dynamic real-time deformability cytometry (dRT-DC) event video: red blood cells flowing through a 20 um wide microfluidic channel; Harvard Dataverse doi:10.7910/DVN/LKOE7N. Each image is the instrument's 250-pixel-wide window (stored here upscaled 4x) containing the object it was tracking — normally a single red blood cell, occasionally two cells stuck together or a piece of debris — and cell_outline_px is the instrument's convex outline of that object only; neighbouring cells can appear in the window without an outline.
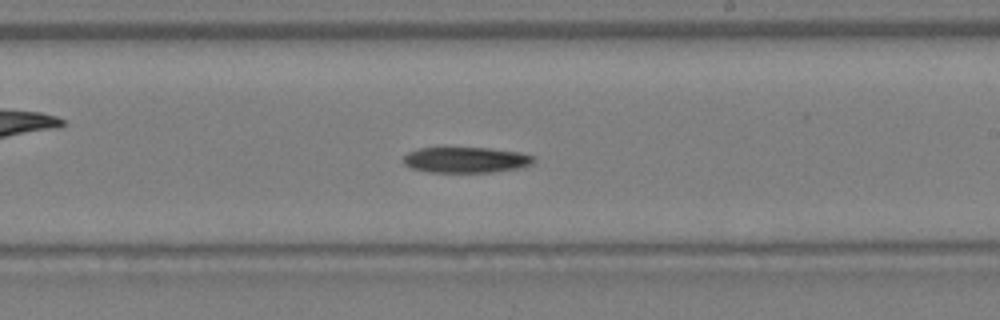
{"species": "Egyptian fruit bat (a non-hibernating species)", "species_latin": "Rousettus aegyptiacus", "temperature_condition": "warm", "stored_images_in_passage": 34, "camera_frame_rate_fps": 3000, "um_per_image_px": 0.085, "animal": {"sex": "female"}, "frame": {"image": 1, "passage_image": 20, "time_ms": 6.333, "image_size_px": [1000, 320], "cell_outline_px": [[536, 160], [532, 164], [520, 168], [492, 172], [428, 172], [412, 168], [404, 164], [400, 160], [408, 152], [420, 148], [492, 148], [520, 152], [536, 156]], "centroid_in_image_um": [39.63, 13.59], "position_along_channel_um": 249.4, "area_um2": 19.77}}
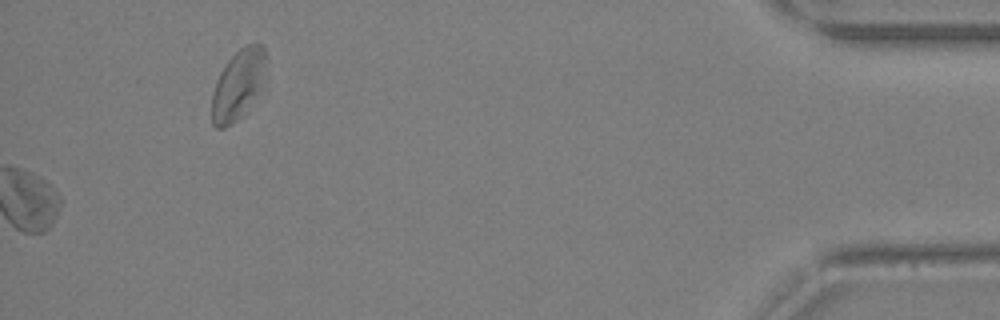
{"frame": {"image": 2, "passage_image": 34, "time_ms": 11.0, "image_size_px": [1000, 320], "cell_outline_px": [[268, 60], [256, 92], [240, 116], [232, 124], [224, 128], [216, 128], [212, 124], [212, 96], [216, 80], [220, 72], [228, 60], [240, 48], [248, 44], [260, 44], [264, 48]], "centroid_in_image_um": [20.19, 7.17], "position_along_channel_um": 415.0, "area_um2": 21.27}}